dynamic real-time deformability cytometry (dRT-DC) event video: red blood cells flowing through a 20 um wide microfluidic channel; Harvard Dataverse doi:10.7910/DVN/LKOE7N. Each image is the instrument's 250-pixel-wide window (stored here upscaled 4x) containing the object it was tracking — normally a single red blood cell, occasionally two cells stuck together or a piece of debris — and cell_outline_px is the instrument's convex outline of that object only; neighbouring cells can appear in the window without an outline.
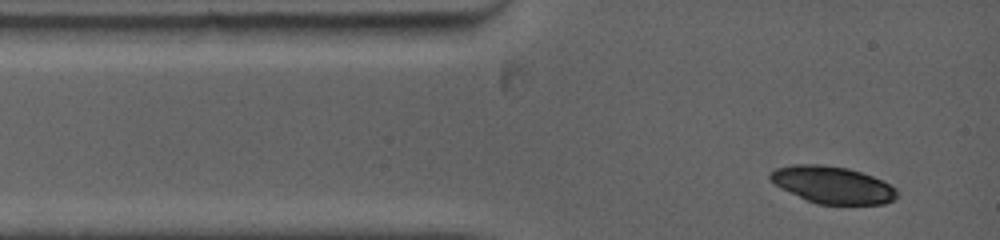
{"species": "common noctule bat (a hibernating species)", "species_latin": "Nyctalus noctula", "temperature_condition": "warm", "stored_images_in_passage": 2, "camera_frame_rate_fps": 5000, "um_per_image_px": 0.085, "animal": {"sex": "female", "body_mass_g": 19.0, "forearm_length_mm": 53.3}, "frame": {"image": 1, "passage_image": 1, "time_ms": 0.0, "image_size_px": [1000, 240], "cell_outline_px": [[896, 196], [892, 200], [884, 204], [816, 204], [780, 188], [768, 180], [768, 172], [776, 168], [792, 164], [820, 164], [848, 168], [872, 176], [896, 188]], "centroid_in_image_um": [70.69, 15.7], "position_along_channel_um": 14.3, "area_um2": 27.4}}